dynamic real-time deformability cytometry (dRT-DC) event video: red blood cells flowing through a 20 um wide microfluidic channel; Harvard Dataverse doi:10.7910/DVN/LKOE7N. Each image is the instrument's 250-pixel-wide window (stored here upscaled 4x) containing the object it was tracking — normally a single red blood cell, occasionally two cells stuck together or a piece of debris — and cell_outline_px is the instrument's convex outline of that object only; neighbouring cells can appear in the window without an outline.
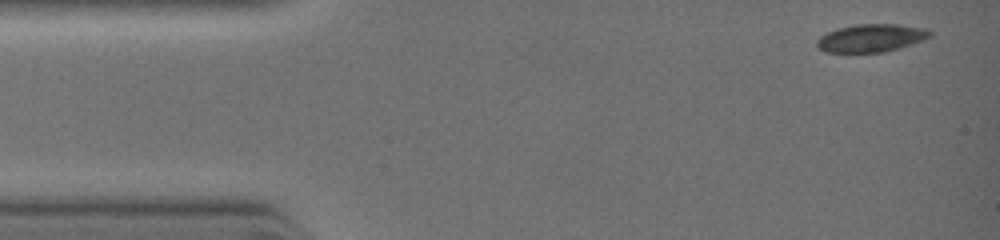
{"species": "common noctule bat (a hibernating species)", "species_latin": "Nyctalus noctula", "temperature_condition": "warm", "stored_images_in_passage": 15, "camera_frame_rate_fps": 3000, "um_per_image_px": 0.085, "animal": {"sex": "female", "body_mass_g": 19.0, "forearm_length_mm": 51.5}, "frame": {"image": 1, "passage_image": 1, "time_ms": 0.0, "image_size_px": [1000, 240], "cell_outline_px": [[932, 36], [884, 52], [828, 52], [820, 48], [816, 44], [816, 40], [820, 36], [836, 28], [856, 24], [896, 24], [924, 28], [932, 32]], "centroid_in_image_um": [74.0, 3.22], "position_along_channel_um": 11.0, "area_um2": 18.03}}
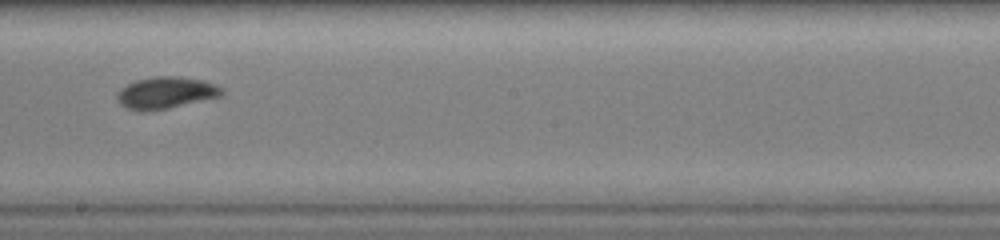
{"frame": {"image": 2, "passage_image": 9, "time_ms": 5.667, "image_size_px": [1000, 240], "cell_outline_px": [[224, 96], [168, 108], [144, 112], [140, 112], [128, 108], [120, 104], [116, 100], [116, 96], [120, 88], [136, 80], [156, 76], [180, 76], [204, 80], [216, 84], [224, 88]], "centroid_in_image_um": [14.13, 7.88], "position_along_channel_um": 234.1, "area_um2": 19.77}}
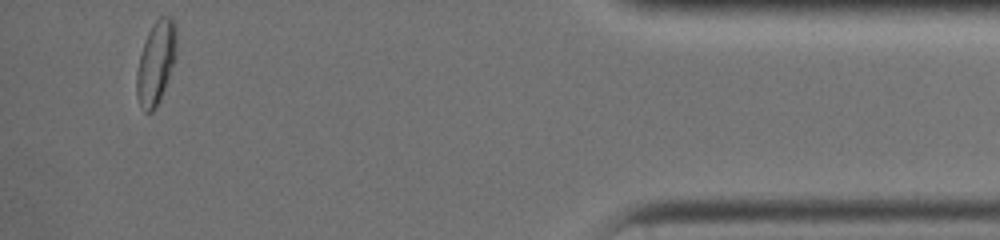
{"frame": {"image": 3, "passage_image": 15, "time_ms": 10.0, "image_size_px": [1000, 240], "cell_outline_px": [[176, 56], [160, 100], [156, 108], [152, 112], [144, 112], [136, 96], [136, 72], [140, 56], [148, 32], [152, 24], [160, 16], [168, 16], [176, 24]], "centroid_in_image_um": [13.25, 5.34], "position_along_channel_um": 422.0, "area_um2": 19.25}}